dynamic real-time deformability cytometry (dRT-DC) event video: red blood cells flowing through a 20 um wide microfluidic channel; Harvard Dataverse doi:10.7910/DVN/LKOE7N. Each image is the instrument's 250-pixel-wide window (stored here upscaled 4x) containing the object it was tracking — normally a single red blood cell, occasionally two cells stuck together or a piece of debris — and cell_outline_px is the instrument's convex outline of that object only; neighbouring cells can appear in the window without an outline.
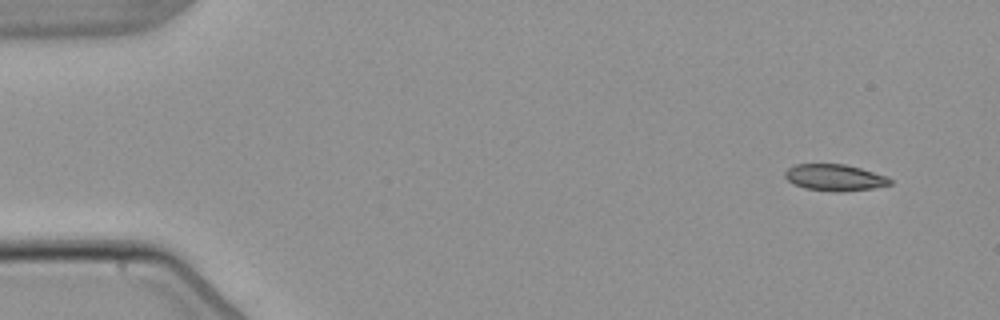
{"species": "common noctule bat (a hibernating species)", "species_latin": "Nyctalus noctula", "temperature_condition": "warm", "stored_images_in_passage": 4, "camera_frame_rate_fps": 3000, "um_per_image_px": 0.085, "animal": {"sex": "male", "body_mass_g": 21.5, "forearm_length_mm": 52.0}, "frame": {"image": 1, "passage_image": 1, "time_ms": 0.0, "image_size_px": [1000, 320], "cell_outline_px": [[892, 184], [872, 188], [836, 192], [804, 188], [792, 184], [784, 176], [784, 172], [788, 168], [796, 164], [844, 164], [860, 168], [888, 176], [892, 180]], "centroid_in_image_um": [70.94, 15.09], "position_along_channel_um": 14.1, "area_um2": 16.24}}
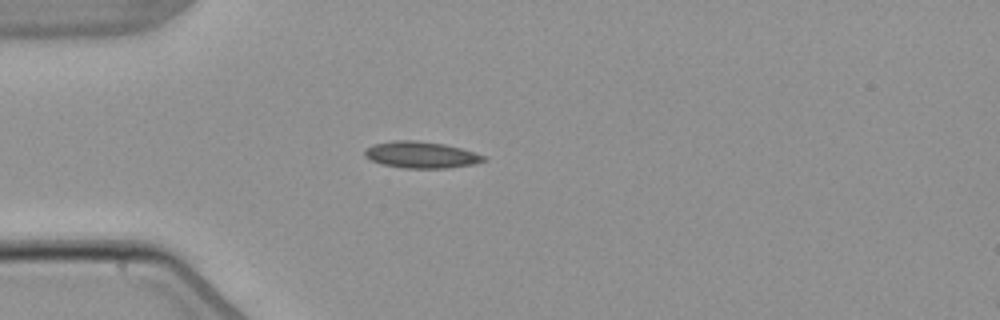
{"frame": {"image": 2, "passage_image": 4, "time_ms": 3.667, "image_size_px": [1000, 320], "cell_outline_px": [[488, 160], [472, 164], [448, 168], [404, 168], [384, 164], [372, 160], [364, 156], [364, 148], [372, 144], [392, 140], [416, 140], [444, 144], [460, 148], [484, 156]], "centroid_in_image_um": [35.75, 13.15], "position_along_channel_um": 49.3, "area_um2": 18.32}}